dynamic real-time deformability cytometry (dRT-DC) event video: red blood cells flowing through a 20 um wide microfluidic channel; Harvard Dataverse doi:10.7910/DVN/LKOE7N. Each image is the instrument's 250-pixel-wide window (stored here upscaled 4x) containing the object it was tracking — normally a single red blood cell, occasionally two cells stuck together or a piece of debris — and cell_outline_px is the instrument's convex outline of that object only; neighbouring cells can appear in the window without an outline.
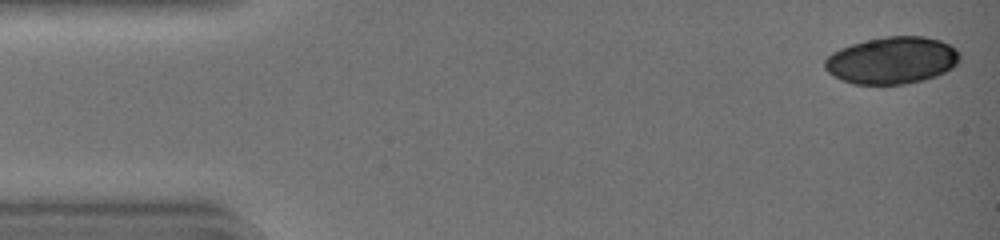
{"species": "common noctule bat (a hibernating species)", "species_latin": "Nyctalus noctula", "temperature_condition": "warm", "stored_images_in_passage": 10, "camera_frame_rate_fps": 3000, "um_per_image_px": 0.085, "animal": {"sex": "female", "body_mass_g": 19.0, "forearm_length_mm": 51.5}, "frame": {"image": 1, "passage_image": 1, "time_ms": 0.0, "image_size_px": [1000, 240], "cell_outline_px": [[960, 60], [952, 68], [936, 76], [924, 80], [904, 84], [852, 84], [828, 72], [824, 68], [824, 60], [832, 52], [840, 48], [852, 44], [868, 40], [888, 36], [924, 36], [940, 40], [956, 48], [960, 52]], "centroid_in_image_um": [75.84, 5.13], "position_along_channel_um": 9.2, "area_um2": 36.99}}